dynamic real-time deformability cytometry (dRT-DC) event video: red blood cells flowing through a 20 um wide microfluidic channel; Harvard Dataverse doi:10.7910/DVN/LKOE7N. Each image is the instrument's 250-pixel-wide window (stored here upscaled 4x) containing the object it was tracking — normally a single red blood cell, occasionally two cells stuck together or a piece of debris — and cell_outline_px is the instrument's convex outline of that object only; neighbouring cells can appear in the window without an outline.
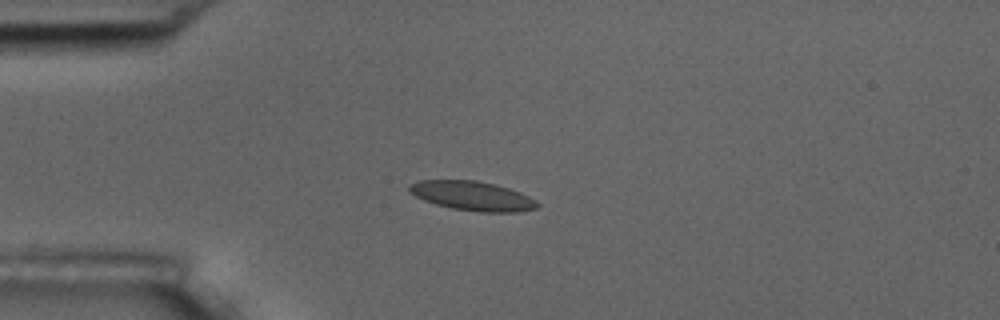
{"species": "common noctule bat (a hibernating species)", "species_latin": "Nyctalus noctula", "temperature_condition": "room temperature", "stored_images_in_passage": 11, "camera_frame_rate_fps": 3000, "um_per_image_px": 0.085, "animal": {"sex": "male", "body_mass_g": 17.5, "forearm_length_mm": 52.3}, "frame": {"image": 1, "passage_image": 4, "time_ms": 1.0, "image_size_px": [1000, 320], "cell_outline_px": [[540, 204], [536, 208], [520, 212], [480, 212], [452, 208], [436, 204], [424, 200], [408, 192], [408, 184], [420, 180], [476, 180], [496, 184], [520, 192], [536, 200]], "centroid_in_image_um": [40.15, 16.65], "position_along_channel_um": 44.8, "area_um2": 21.96}}
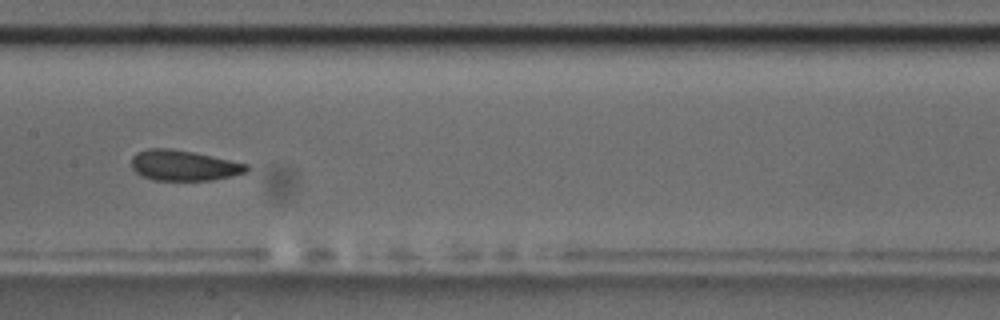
{"frame": {"image": 2, "passage_image": 8, "time_ms": 2.333, "image_size_px": [1000, 320], "cell_outline_px": [[248, 172], [232, 176], [212, 180], [156, 180], [140, 176], [132, 168], [132, 156], [136, 152], [148, 148], [172, 148], [192, 152], [248, 164]], "centroid_in_image_um": [15.59, 14.06], "position_along_channel_um": 191.8, "area_um2": 20.46}}
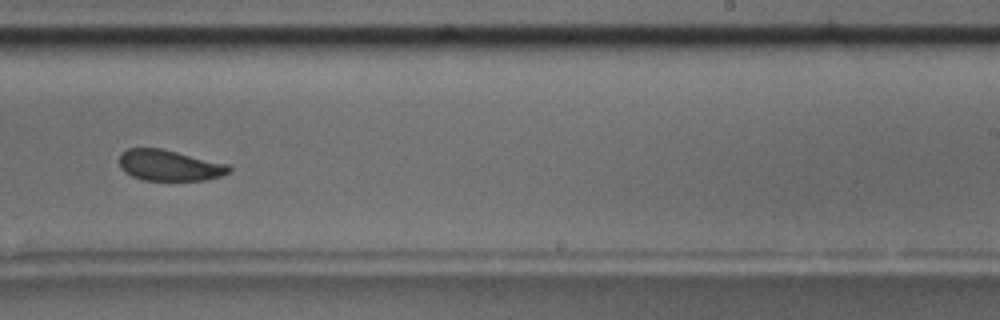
{"frame": {"image": 3, "passage_image": 10, "time_ms": 3.0, "image_size_px": [1000, 320], "cell_outline_px": [[232, 172], [220, 176], [204, 180], [144, 180], [132, 176], [124, 172], [120, 168], [120, 152], [128, 148], [160, 148], [228, 164], [232, 168]], "centroid_in_image_um": [14.39, 14.06], "position_along_channel_um": 274.6, "area_um2": 19.77}}